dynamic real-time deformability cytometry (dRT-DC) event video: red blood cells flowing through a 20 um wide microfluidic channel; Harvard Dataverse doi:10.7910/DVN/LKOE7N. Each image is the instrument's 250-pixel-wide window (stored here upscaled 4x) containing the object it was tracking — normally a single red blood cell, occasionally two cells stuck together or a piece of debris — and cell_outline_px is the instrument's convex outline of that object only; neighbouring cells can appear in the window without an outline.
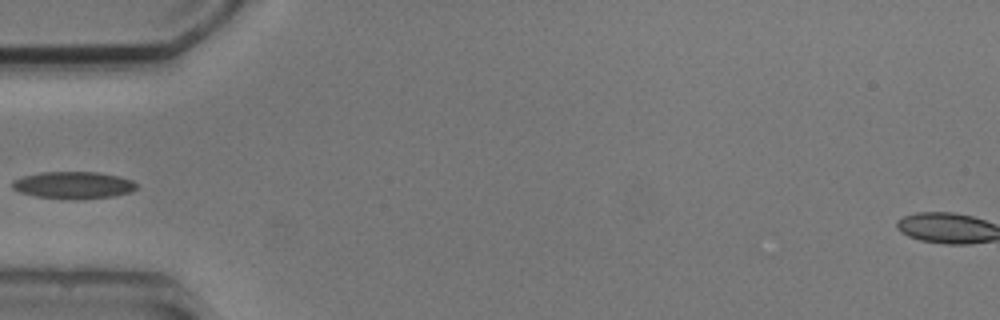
{"species": "common noctule bat (a hibernating species)", "species_latin": "Nyctalus noctula", "temperature_condition": "cold", "stored_images_in_passage": 4, "camera_frame_rate_fps": 3000, "um_per_image_px": 0.085, "animal": {"sex": "male", "body_mass_g": 20.5, "forearm_length_mm": 52.5}, "frame": {"image": 1, "passage_image": 4, "time_ms": 3.667, "image_size_px": [1000, 320], "cell_outline_px": [[136, 188], [132, 192], [116, 196], [76, 200], [72, 200], [36, 196], [20, 192], [12, 188], [12, 180], [24, 176], [40, 172], [100, 172], [120, 176], [132, 180], [136, 184]], "centroid_in_image_um": [6.26, 15.74], "position_along_channel_um": 78.7, "area_um2": 19.88}}